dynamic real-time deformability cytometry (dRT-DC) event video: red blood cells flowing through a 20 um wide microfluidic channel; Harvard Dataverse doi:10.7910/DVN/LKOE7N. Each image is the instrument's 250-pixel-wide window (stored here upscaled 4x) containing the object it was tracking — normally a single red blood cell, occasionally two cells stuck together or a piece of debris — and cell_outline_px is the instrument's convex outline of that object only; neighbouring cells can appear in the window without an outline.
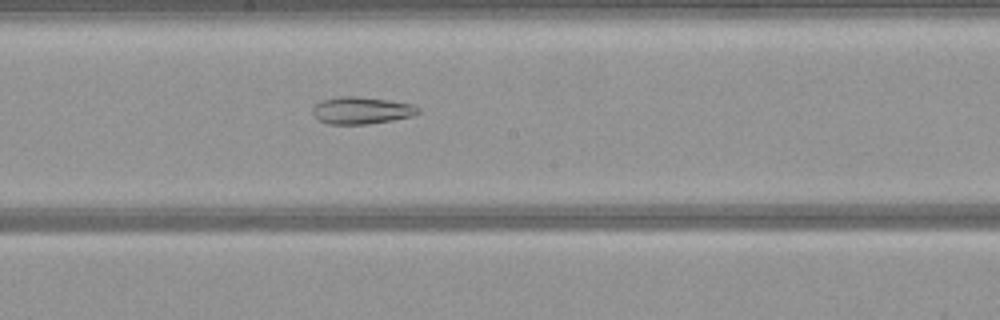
{"species": "common noctule bat (a hibernating species)", "species_latin": "Nyctalus noctula", "temperature_condition": "warm", "stored_images_in_passage": 50, "segment_of_instrument_passage": [2, 2], "camera_frame_rate_fps": 3000, "um_per_image_px": 0.085, "animal": {"sex": "female", "body_mass_g": 21.9}, "frame": {"image": 1, "passage_image": 26, "time_ms": 8.333, "image_size_px": [1000, 320], "cell_outline_px": [[420, 112], [412, 116], [392, 120], [368, 124], [328, 124], [320, 120], [312, 112], [312, 108], [320, 100], [340, 96], [356, 96], [388, 100], [412, 104], [420, 108]], "centroid_in_image_um": [30.73, 9.38], "position_along_channel_um": 217.5, "area_um2": 16.65}}
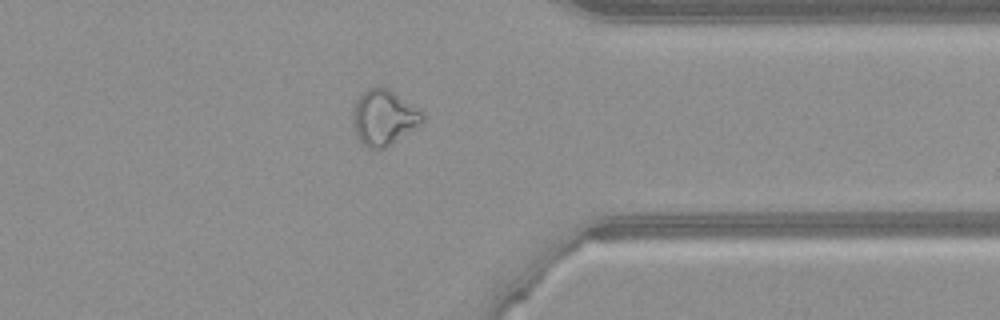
{"frame": {"image": 2, "passage_image": 39, "time_ms": 12.667, "image_size_px": [1000, 320], "cell_outline_px": [[424, 120], [420, 124], [384, 148], [376, 152], [368, 148], [356, 136], [352, 120], [352, 116], [356, 100], [368, 88], [388, 88], [420, 108], [424, 116]], "centroid_in_image_um": [32.62, 10.0], "position_along_channel_um": 378.8, "area_um2": 22.37}}
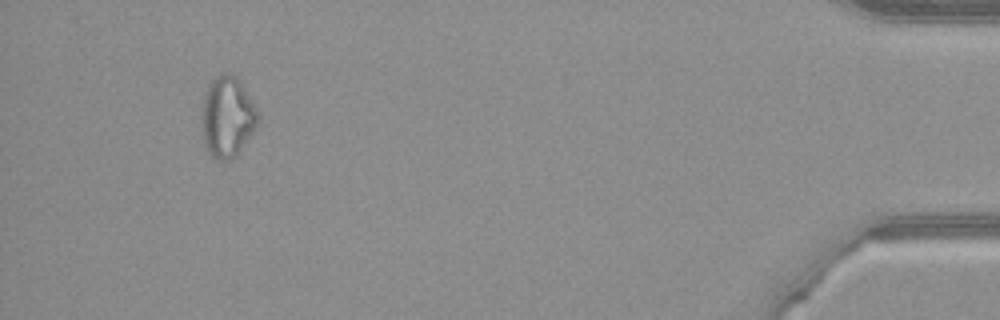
{"frame": {"image": 3, "passage_image": 47, "time_ms": 15.333, "image_size_px": [1000, 320], "cell_outline_px": [[260, 116], [252, 132], [236, 156], [228, 160], [220, 160], [212, 156], [208, 152], [204, 144], [200, 128], [200, 116], [204, 92], [208, 84], [216, 76], [224, 72], [232, 72], [240, 80], [260, 112]], "centroid_in_image_um": [19.29, 9.89], "position_along_channel_um": 415.9, "area_um2": 27.11}}